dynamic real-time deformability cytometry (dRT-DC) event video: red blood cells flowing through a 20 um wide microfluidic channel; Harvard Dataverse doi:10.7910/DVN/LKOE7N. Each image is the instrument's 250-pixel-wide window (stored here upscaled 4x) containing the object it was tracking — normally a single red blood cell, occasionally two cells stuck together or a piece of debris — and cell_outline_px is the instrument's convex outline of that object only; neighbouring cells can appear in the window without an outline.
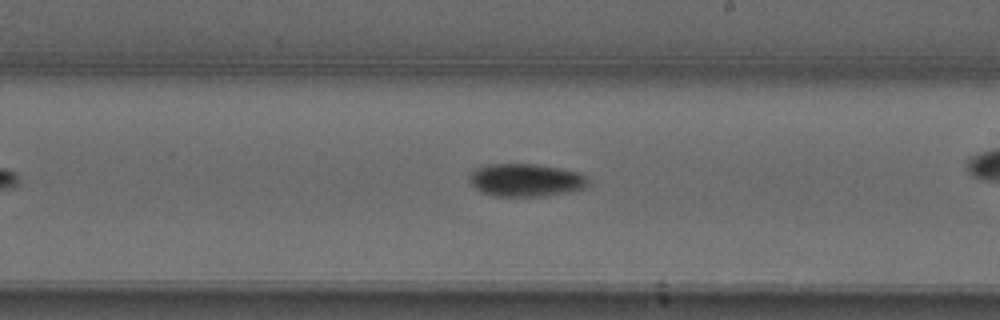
{"species": "common noctule bat (a hibernating species)", "species_latin": "Nyctalus noctula", "temperature_condition": "warm", "stored_images_in_passage": 29, "camera_frame_rate_fps": 3000, "um_per_image_px": 0.085, "animal": {"sex": "male", "forearm_length_mm": 52.5}, "frame": {"image": 1, "passage_image": 17, "time_ms": 5.333, "image_size_px": [1000, 320], "cell_outline_px": [[588, 184], [584, 188], [544, 196], [492, 196], [476, 188], [472, 184], [468, 176], [476, 168], [488, 164], [532, 164], [556, 168], [576, 172], [584, 176], [588, 180]], "centroid_in_image_um": [44.64, 15.31], "position_along_channel_um": 244.4, "area_um2": 22.25}}
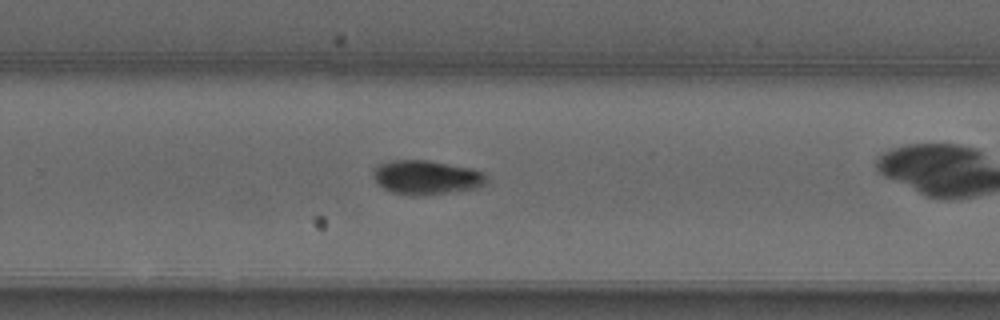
{"frame": {"image": 2, "passage_image": 21, "time_ms": 6.667, "image_size_px": [1000, 320], "cell_outline_px": [[488, 184], [476, 188], [448, 192], [412, 196], [392, 192], [384, 188], [372, 176], [372, 172], [380, 164], [392, 160], [428, 160], [472, 168], [484, 172], [488, 176]], "centroid_in_image_um": [36.3, 15.07], "position_along_channel_um": 293.5, "area_um2": 22.54}}